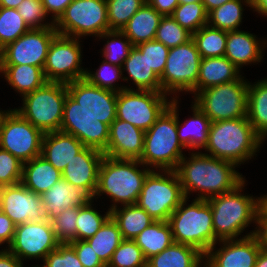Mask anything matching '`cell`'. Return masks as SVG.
<instances>
[{
    "label": "cell",
    "mask_w": 267,
    "mask_h": 267,
    "mask_svg": "<svg viewBox=\"0 0 267 267\" xmlns=\"http://www.w3.org/2000/svg\"><path fill=\"white\" fill-rule=\"evenodd\" d=\"M201 58L223 57L225 55L227 31L206 24L192 34Z\"/></svg>",
    "instance_id": "74e56055"
},
{
    "label": "cell",
    "mask_w": 267,
    "mask_h": 267,
    "mask_svg": "<svg viewBox=\"0 0 267 267\" xmlns=\"http://www.w3.org/2000/svg\"><path fill=\"white\" fill-rule=\"evenodd\" d=\"M98 38L108 39L101 53L104 60L113 65L122 67L124 61L128 58L131 49L134 47L130 39L119 30L106 31Z\"/></svg>",
    "instance_id": "f35d334b"
},
{
    "label": "cell",
    "mask_w": 267,
    "mask_h": 267,
    "mask_svg": "<svg viewBox=\"0 0 267 267\" xmlns=\"http://www.w3.org/2000/svg\"><path fill=\"white\" fill-rule=\"evenodd\" d=\"M92 203L93 200L88 202L85 206L80 207L78 210L76 220L77 240H87L93 237L110 217L109 209L105 212L106 215H101L95 210Z\"/></svg>",
    "instance_id": "7bdbcfd3"
},
{
    "label": "cell",
    "mask_w": 267,
    "mask_h": 267,
    "mask_svg": "<svg viewBox=\"0 0 267 267\" xmlns=\"http://www.w3.org/2000/svg\"><path fill=\"white\" fill-rule=\"evenodd\" d=\"M240 70L225 56L202 58L197 80V94L206 88L237 80Z\"/></svg>",
    "instance_id": "4316f807"
},
{
    "label": "cell",
    "mask_w": 267,
    "mask_h": 267,
    "mask_svg": "<svg viewBox=\"0 0 267 267\" xmlns=\"http://www.w3.org/2000/svg\"><path fill=\"white\" fill-rule=\"evenodd\" d=\"M256 35L241 30L227 31L225 57L239 70L243 65L259 63L263 59V51L267 40H257ZM264 44V45H263Z\"/></svg>",
    "instance_id": "cb8c5ba5"
},
{
    "label": "cell",
    "mask_w": 267,
    "mask_h": 267,
    "mask_svg": "<svg viewBox=\"0 0 267 267\" xmlns=\"http://www.w3.org/2000/svg\"><path fill=\"white\" fill-rule=\"evenodd\" d=\"M247 119L255 132L265 141L267 138V78L248 84Z\"/></svg>",
    "instance_id": "d6a6232c"
},
{
    "label": "cell",
    "mask_w": 267,
    "mask_h": 267,
    "mask_svg": "<svg viewBox=\"0 0 267 267\" xmlns=\"http://www.w3.org/2000/svg\"><path fill=\"white\" fill-rule=\"evenodd\" d=\"M167 94L148 90H122L117 93L116 118L147 131L170 106Z\"/></svg>",
    "instance_id": "7c38bea8"
},
{
    "label": "cell",
    "mask_w": 267,
    "mask_h": 267,
    "mask_svg": "<svg viewBox=\"0 0 267 267\" xmlns=\"http://www.w3.org/2000/svg\"><path fill=\"white\" fill-rule=\"evenodd\" d=\"M201 55L191 38L184 44L169 49L163 74L160 76L162 93L179 98L176 93L190 92L197 95V80Z\"/></svg>",
    "instance_id": "30bf717a"
},
{
    "label": "cell",
    "mask_w": 267,
    "mask_h": 267,
    "mask_svg": "<svg viewBox=\"0 0 267 267\" xmlns=\"http://www.w3.org/2000/svg\"><path fill=\"white\" fill-rule=\"evenodd\" d=\"M61 178L62 172L41 155L23 163L21 183L38 195L44 194Z\"/></svg>",
    "instance_id": "484cf974"
},
{
    "label": "cell",
    "mask_w": 267,
    "mask_h": 267,
    "mask_svg": "<svg viewBox=\"0 0 267 267\" xmlns=\"http://www.w3.org/2000/svg\"><path fill=\"white\" fill-rule=\"evenodd\" d=\"M243 5L252 8V0H231L224 3L208 13L207 24L225 31L239 30L245 10Z\"/></svg>",
    "instance_id": "8d00e7d4"
},
{
    "label": "cell",
    "mask_w": 267,
    "mask_h": 267,
    "mask_svg": "<svg viewBox=\"0 0 267 267\" xmlns=\"http://www.w3.org/2000/svg\"><path fill=\"white\" fill-rule=\"evenodd\" d=\"M18 13L29 28L55 27L54 22H44L47 18L42 0H23L17 7Z\"/></svg>",
    "instance_id": "c3c4849f"
},
{
    "label": "cell",
    "mask_w": 267,
    "mask_h": 267,
    "mask_svg": "<svg viewBox=\"0 0 267 267\" xmlns=\"http://www.w3.org/2000/svg\"><path fill=\"white\" fill-rule=\"evenodd\" d=\"M192 34L176 22L172 16H163L156 31L155 40L167 48H173L186 43Z\"/></svg>",
    "instance_id": "bcb514c9"
},
{
    "label": "cell",
    "mask_w": 267,
    "mask_h": 267,
    "mask_svg": "<svg viewBox=\"0 0 267 267\" xmlns=\"http://www.w3.org/2000/svg\"><path fill=\"white\" fill-rule=\"evenodd\" d=\"M163 16L147 2L130 18L121 30L136 46L155 39L156 31Z\"/></svg>",
    "instance_id": "83f0119b"
},
{
    "label": "cell",
    "mask_w": 267,
    "mask_h": 267,
    "mask_svg": "<svg viewBox=\"0 0 267 267\" xmlns=\"http://www.w3.org/2000/svg\"><path fill=\"white\" fill-rule=\"evenodd\" d=\"M178 101L172 98L170 106L145 131L144 150L139 161L148 168L175 171L185 156L182 150L186 148L177 135Z\"/></svg>",
    "instance_id": "3957f363"
},
{
    "label": "cell",
    "mask_w": 267,
    "mask_h": 267,
    "mask_svg": "<svg viewBox=\"0 0 267 267\" xmlns=\"http://www.w3.org/2000/svg\"><path fill=\"white\" fill-rule=\"evenodd\" d=\"M41 196L44 214L49 221L66 209L75 206L83 207L93 200L84 189L67 182L63 178Z\"/></svg>",
    "instance_id": "603a6c76"
},
{
    "label": "cell",
    "mask_w": 267,
    "mask_h": 267,
    "mask_svg": "<svg viewBox=\"0 0 267 267\" xmlns=\"http://www.w3.org/2000/svg\"><path fill=\"white\" fill-rule=\"evenodd\" d=\"M194 2H202V0H178L179 4H188V3H194Z\"/></svg>",
    "instance_id": "03108f58"
},
{
    "label": "cell",
    "mask_w": 267,
    "mask_h": 267,
    "mask_svg": "<svg viewBox=\"0 0 267 267\" xmlns=\"http://www.w3.org/2000/svg\"><path fill=\"white\" fill-rule=\"evenodd\" d=\"M58 34L55 27L30 28L0 50V65H32L44 68L48 49Z\"/></svg>",
    "instance_id": "9a60e30c"
},
{
    "label": "cell",
    "mask_w": 267,
    "mask_h": 267,
    "mask_svg": "<svg viewBox=\"0 0 267 267\" xmlns=\"http://www.w3.org/2000/svg\"><path fill=\"white\" fill-rule=\"evenodd\" d=\"M252 10L267 17V0H252Z\"/></svg>",
    "instance_id": "91938a15"
},
{
    "label": "cell",
    "mask_w": 267,
    "mask_h": 267,
    "mask_svg": "<svg viewBox=\"0 0 267 267\" xmlns=\"http://www.w3.org/2000/svg\"><path fill=\"white\" fill-rule=\"evenodd\" d=\"M60 243L56 239L51 221L26 222L15 227L11 244L6 249L22 263L27 259H42ZM27 258V259H26Z\"/></svg>",
    "instance_id": "e0dca14e"
},
{
    "label": "cell",
    "mask_w": 267,
    "mask_h": 267,
    "mask_svg": "<svg viewBox=\"0 0 267 267\" xmlns=\"http://www.w3.org/2000/svg\"><path fill=\"white\" fill-rule=\"evenodd\" d=\"M122 70L123 72L126 70L130 77H123V81L131 79L136 85V90L162 92L160 77L149 67L145 56L136 46L131 49L128 58L123 63Z\"/></svg>",
    "instance_id": "f1b7e54d"
},
{
    "label": "cell",
    "mask_w": 267,
    "mask_h": 267,
    "mask_svg": "<svg viewBox=\"0 0 267 267\" xmlns=\"http://www.w3.org/2000/svg\"><path fill=\"white\" fill-rule=\"evenodd\" d=\"M155 171L147 174L136 204L155 221H168L185 195L176 171Z\"/></svg>",
    "instance_id": "ba28073f"
},
{
    "label": "cell",
    "mask_w": 267,
    "mask_h": 267,
    "mask_svg": "<svg viewBox=\"0 0 267 267\" xmlns=\"http://www.w3.org/2000/svg\"><path fill=\"white\" fill-rule=\"evenodd\" d=\"M185 198L168 219L174 243L192 246L203 255L217 244L214 235L212 210L207 200L194 199L187 204Z\"/></svg>",
    "instance_id": "8992f818"
},
{
    "label": "cell",
    "mask_w": 267,
    "mask_h": 267,
    "mask_svg": "<svg viewBox=\"0 0 267 267\" xmlns=\"http://www.w3.org/2000/svg\"><path fill=\"white\" fill-rule=\"evenodd\" d=\"M0 267H24L23 263L6 248L0 250Z\"/></svg>",
    "instance_id": "680465c9"
},
{
    "label": "cell",
    "mask_w": 267,
    "mask_h": 267,
    "mask_svg": "<svg viewBox=\"0 0 267 267\" xmlns=\"http://www.w3.org/2000/svg\"><path fill=\"white\" fill-rule=\"evenodd\" d=\"M256 230H253V236L261 250L267 252V214L258 209L255 219Z\"/></svg>",
    "instance_id": "db71d44e"
},
{
    "label": "cell",
    "mask_w": 267,
    "mask_h": 267,
    "mask_svg": "<svg viewBox=\"0 0 267 267\" xmlns=\"http://www.w3.org/2000/svg\"><path fill=\"white\" fill-rule=\"evenodd\" d=\"M248 84L241 74L237 80L200 91L194 103L211 122L246 117Z\"/></svg>",
    "instance_id": "9c48e42d"
},
{
    "label": "cell",
    "mask_w": 267,
    "mask_h": 267,
    "mask_svg": "<svg viewBox=\"0 0 267 267\" xmlns=\"http://www.w3.org/2000/svg\"><path fill=\"white\" fill-rule=\"evenodd\" d=\"M137 159H117L104 155L99 168L95 200L106 194L112 198L109 210L123 205L136 204L147 174L152 170ZM138 166V167H137Z\"/></svg>",
    "instance_id": "277c9868"
},
{
    "label": "cell",
    "mask_w": 267,
    "mask_h": 267,
    "mask_svg": "<svg viewBox=\"0 0 267 267\" xmlns=\"http://www.w3.org/2000/svg\"><path fill=\"white\" fill-rule=\"evenodd\" d=\"M136 47L141 51V54L145 56L149 67L160 77L166 65L169 48L155 39L140 43L136 45Z\"/></svg>",
    "instance_id": "f907efd6"
},
{
    "label": "cell",
    "mask_w": 267,
    "mask_h": 267,
    "mask_svg": "<svg viewBox=\"0 0 267 267\" xmlns=\"http://www.w3.org/2000/svg\"><path fill=\"white\" fill-rule=\"evenodd\" d=\"M144 136V130L116 118L110 124L108 145L103 153L117 159L139 160L144 150Z\"/></svg>",
    "instance_id": "7402d4cb"
},
{
    "label": "cell",
    "mask_w": 267,
    "mask_h": 267,
    "mask_svg": "<svg viewBox=\"0 0 267 267\" xmlns=\"http://www.w3.org/2000/svg\"><path fill=\"white\" fill-rule=\"evenodd\" d=\"M86 146L76 137L63 131L44 133L41 156L62 172L68 163Z\"/></svg>",
    "instance_id": "d4e9b609"
},
{
    "label": "cell",
    "mask_w": 267,
    "mask_h": 267,
    "mask_svg": "<svg viewBox=\"0 0 267 267\" xmlns=\"http://www.w3.org/2000/svg\"><path fill=\"white\" fill-rule=\"evenodd\" d=\"M0 73L22 97L47 82L43 68L32 65H0Z\"/></svg>",
    "instance_id": "1f68e13d"
},
{
    "label": "cell",
    "mask_w": 267,
    "mask_h": 267,
    "mask_svg": "<svg viewBox=\"0 0 267 267\" xmlns=\"http://www.w3.org/2000/svg\"><path fill=\"white\" fill-rule=\"evenodd\" d=\"M103 157L102 151L85 147L64 168L62 178L77 187H81L94 199Z\"/></svg>",
    "instance_id": "44dd1931"
},
{
    "label": "cell",
    "mask_w": 267,
    "mask_h": 267,
    "mask_svg": "<svg viewBox=\"0 0 267 267\" xmlns=\"http://www.w3.org/2000/svg\"><path fill=\"white\" fill-rule=\"evenodd\" d=\"M122 75L123 70L121 66L113 65L103 59L96 72L86 69L84 78L92 85L118 93L122 90L128 89V86H115L116 81L119 79L124 80Z\"/></svg>",
    "instance_id": "ee69618b"
},
{
    "label": "cell",
    "mask_w": 267,
    "mask_h": 267,
    "mask_svg": "<svg viewBox=\"0 0 267 267\" xmlns=\"http://www.w3.org/2000/svg\"><path fill=\"white\" fill-rule=\"evenodd\" d=\"M23 162L0 148V187L21 183Z\"/></svg>",
    "instance_id": "681fc988"
},
{
    "label": "cell",
    "mask_w": 267,
    "mask_h": 267,
    "mask_svg": "<svg viewBox=\"0 0 267 267\" xmlns=\"http://www.w3.org/2000/svg\"><path fill=\"white\" fill-rule=\"evenodd\" d=\"M263 142L247 117H243L211 122L203 149L207 151L204 154L239 166L254 158Z\"/></svg>",
    "instance_id": "7a4b0ae2"
},
{
    "label": "cell",
    "mask_w": 267,
    "mask_h": 267,
    "mask_svg": "<svg viewBox=\"0 0 267 267\" xmlns=\"http://www.w3.org/2000/svg\"><path fill=\"white\" fill-rule=\"evenodd\" d=\"M146 259L161 253L174 243L170 224L167 221H153L134 239Z\"/></svg>",
    "instance_id": "e575fe53"
},
{
    "label": "cell",
    "mask_w": 267,
    "mask_h": 267,
    "mask_svg": "<svg viewBox=\"0 0 267 267\" xmlns=\"http://www.w3.org/2000/svg\"><path fill=\"white\" fill-rule=\"evenodd\" d=\"M29 29L17 9L0 7V50Z\"/></svg>",
    "instance_id": "ab89813d"
},
{
    "label": "cell",
    "mask_w": 267,
    "mask_h": 267,
    "mask_svg": "<svg viewBox=\"0 0 267 267\" xmlns=\"http://www.w3.org/2000/svg\"><path fill=\"white\" fill-rule=\"evenodd\" d=\"M162 16H171L179 5L178 0H146Z\"/></svg>",
    "instance_id": "6f0895ef"
},
{
    "label": "cell",
    "mask_w": 267,
    "mask_h": 267,
    "mask_svg": "<svg viewBox=\"0 0 267 267\" xmlns=\"http://www.w3.org/2000/svg\"><path fill=\"white\" fill-rule=\"evenodd\" d=\"M69 244L74 248L83 267H106L86 240H77Z\"/></svg>",
    "instance_id": "f5cc1de1"
},
{
    "label": "cell",
    "mask_w": 267,
    "mask_h": 267,
    "mask_svg": "<svg viewBox=\"0 0 267 267\" xmlns=\"http://www.w3.org/2000/svg\"><path fill=\"white\" fill-rule=\"evenodd\" d=\"M68 95L97 120L110 124L116 119L117 93L89 83L85 78L67 83Z\"/></svg>",
    "instance_id": "d6986e66"
},
{
    "label": "cell",
    "mask_w": 267,
    "mask_h": 267,
    "mask_svg": "<svg viewBox=\"0 0 267 267\" xmlns=\"http://www.w3.org/2000/svg\"><path fill=\"white\" fill-rule=\"evenodd\" d=\"M258 198H259V209L263 213L267 214V194L260 196Z\"/></svg>",
    "instance_id": "e7e4bbea"
},
{
    "label": "cell",
    "mask_w": 267,
    "mask_h": 267,
    "mask_svg": "<svg viewBox=\"0 0 267 267\" xmlns=\"http://www.w3.org/2000/svg\"><path fill=\"white\" fill-rule=\"evenodd\" d=\"M80 41L60 34L53 38L43 68L47 81L69 83L85 77Z\"/></svg>",
    "instance_id": "5bb4252c"
},
{
    "label": "cell",
    "mask_w": 267,
    "mask_h": 267,
    "mask_svg": "<svg viewBox=\"0 0 267 267\" xmlns=\"http://www.w3.org/2000/svg\"><path fill=\"white\" fill-rule=\"evenodd\" d=\"M0 199L5 213L17 226L26 222L46 220L42 196L28 190L22 183L0 187Z\"/></svg>",
    "instance_id": "ffe728a7"
},
{
    "label": "cell",
    "mask_w": 267,
    "mask_h": 267,
    "mask_svg": "<svg viewBox=\"0 0 267 267\" xmlns=\"http://www.w3.org/2000/svg\"><path fill=\"white\" fill-rule=\"evenodd\" d=\"M244 180L233 191L207 199L212 210L215 237L220 240L238 239L250 224L255 223L259 198L242 194Z\"/></svg>",
    "instance_id": "5b68a950"
},
{
    "label": "cell",
    "mask_w": 267,
    "mask_h": 267,
    "mask_svg": "<svg viewBox=\"0 0 267 267\" xmlns=\"http://www.w3.org/2000/svg\"><path fill=\"white\" fill-rule=\"evenodd\" d=\"M3 213V206H2V202H1V199H0V215Z\"/></svg>",
    "instance_id": "003e7915"
},
{
    "label": "cell",
    "mask_w": 267,
    "mask_h": 267,
    "mask_svg": "<svg viewBox=\"0 0 267 267\" xmlns=\"http://www.w3.org/2000/svg\"><path fill=\"white\" fill-rule=\"evenodd\" d=\"M109 128L108 124L97 120L67 95L60 131L73 135L86 147L103 152L108 145Z\"/></svg>",
    "instance_id": "2e32d148"
},
{
    "label": "cell",
    "mask_w": 267,
    "mask_h": 267,
    "mask_svg": "<svg viewBox=\"0 0 267 267\" xmlns=\"http://www.w3.org/2000/svg\"><path fill=\"white\" fill-rule=\"evenodd\" d=\"M79 206L66 209L51 220L56 239L60 244L77 241V214Z\"/></svg>",
    "instance_id": "7dc6e473"
},
{
    "label": "cell",
    "mask_w": 267,
    "mask_h": 267,
    "mask_svg": "<svg viewBox=\"0 0 267 267\" xmlns=\"http://www.w3.org/2000/svg\"><path fill=\"white\" fill-rule=\"evenodd\" d=\"M193 116L180 124L177 113V135L181 144L190 150L204 148L208 141L210 119L192 102Z\"/></svg>",
    "instance_id": "f546056e"
},
{
    "label": "cell",
    "mask_w": 267,
    "mask_h": 267,
    "mask_svg": "<svg viewBox=\"0 0 267 267\" xmlns=\"http://www.w3.org/2000/svg\"><path fill=\"white\" fill-rule=\"evenodd\" d=\"M110 216L117 223L124 240H134L145 228L155 221L137 204L123 205L110 210Z\"/></svg>",
    "instance_id": "836d02e7"
},
{
    "label": "cell",
    "mask_w": 267,
    "mask_h": 267,
    "mask_svg": "<svg viewBox=\"0 0 267 267\" xmlns=\"http://www.w3.org/2000/svg\"><path fill=\"white\" fill-rule=\"evenodd\" d=\"M147 259L134 240H123L106 267H146Z\"/></svg>",
    "instance_id": "f6af8a7d"
},
{
    "label": "cell",
    "mask_w": 267,
    "mask_h": 267,
    "mask_svg": "<svg viewBox=\"0 0 267 267\" xmlns=\"http://www.w3.org/2000/svg\"><path fill=\"white\" fill-rule=\"evenodd\" d=\"M109 30L121 31L146 0H106Z\"/></svg>",
    "instance_id": "b9f144b4"
},
{
    "label": "cell",
    "mask_w": 267,
    "mask_h": 267,
    "mask_svg": "<svg viewBox=\"0 0 267 267\" xmlns=\"http://www.w3.org/2000/svg\"><path fill=\"white\" fill-rule=\"evenodd\" d=\"M172 18L191 34L207 24L208 13L202 2L179 4Z\"/></svg>",
    "instance_id": "60d3db41"
},
{
    "label": "cell",
    "mask_w": 267,
    "mask_h": 267,
    "mask_svg": "<svg viewBox=\"0 0 267 267\" xmlns=\"http://www.w3.org/2000/svg\"><path fill=\"white\" fill-rule=\"evenodd\" d=\"M72 1L73 0H42V4L46 14H52V18L50 19L55 23Z\"/></svg>",
    "instance_id": "11a10c76"
},
{
    "label": "cell",
    "mask_w": 267,
    "mask_h": 267,
    "mask_svg": "<svg viewBox=\"0 0 267 267\" xmlns=\"http://www.w3.org/2000/svg\"><path fill=\"white\" fill-rule=\"evenodd\" d=\"M123 240L117 223L110 216L95 235L86 241L91 245L100 260L107 266L114 251Z\"/></svg>",
    "instance_id": "d590c367"
},
{
    "label": "cell",
    "mask_w": 267,
    "mask_h": 267,
    "mask_svg": "<svg viewBox=\"0 0 267 267\" xmlns=\"http://www.w3.org/2000/svg\"><path fill=\"white\" fill-rule=\"evenodd\" d=\"M67 95V83L47 81L23 96V106L15 110L43 133L59 131Z\"/></svg>",
    "instance_id": "52a82bcc"
},
{
    "label": "cell",
    "mask_w": 267,
    "mask_h": 267,
    "mask_svg": "<svg viewBox=\"0 0 267 267\" xmlns=\"http://www.w3.org/2000/svg\"><path fill=\"white\" fill-rule=\"evenodd\" d=\"M187 158L184 156L175 170L185 198L198 191L195 199L207 200L233 191L245 180L229 161L202 152H192Z\"/></svg>",
    "instance_id": "6da1fadb"
},
{
    "label": "cell",
    "mask_w": 267,
    "mask_h": 267,
    "mask_svg": "<svg viewBox=\"0 0 267 267\" xmlns=\"http://www.w3.org/2000/svg\"><path fill=\"white\" fill-rule=\"evenodd\" d=\"M253 232L239 239L220 240L222 247L216 249L215 244L204 255L203 267H255L261 248Z\"/></svg>",
    "instance_id": "ac0fdd59"
},
{
    "label": "cell",
    "mask_w": 267,
    "mask_h": 267,
    "mask_svg": "<svg viewBox=\"0 0 267 267\" xmlns=\"http://www.w3.org/2000/svg\"><path fill=\"white\" fill-rule=\"evenodd\" d=\"M204 255L196 248L173 243L161 253L147 259L146 267H202Z\"/></svg>",
    "instance_id": "4dcf8cb0"
},
{
    "label": "cell",
    "mask_w": 267,
    "mask_h": 267,
    "mask_svg": "<svg viewBox=\"0 0 267 267\" xmlns=\"http://www.w3.org/2000/svg\"><path fill=\"white\" fill-rule=\"evenodd\" d=\"M42 267H83L74 248L69 244H59L43 260Z\"/></svg>",
    "instance_id": "816d5d0a"
},
{
    "label": "cell",
    "mask_w": 267,
    "mask_h": 267,
    "mask_svg": "<svg viewBox=\"0 0 267 267\" xmlns=\"http://www.w3.org/2000/svg\"><path fill=\"white\" fill-rule=\"evenodd\" d=\"M23 0H0V7L17 9Z\"/></svg>",
    "instance_id": "be15d7a7"
},
{
    "label": "cell",
    "mask_w": 267,
    "mask_h": 267,
    "mask_svg": "<svg viewBox=\"0 0 267 267\" xmlns=\"http://www.w3.org/2000/svg\"><path fill=\"white\" fill-rule=\"evenodd\" d=\"M231 1V0H202V3L207 11L209 13L211 10L220 7L224 3Z\"/></svg>",
    "instance_id": "94428289"
},
{
    "label": "cell",
    "mask_w": 267,
    "mask_h": 267,
    "mask_svg": "<svg viewBox=\"0 0 267 267\" xmlns=\"http://www.w3.org/2000/svg\"><path fill=\"white\" fill-rule=\"evenodd\" d=\"M255 267H267V252L260 250L257 259H256V263H255Z\"/></svg>",
    "instance_id": "6125c7cd"
},
{
    "label": "cell",
    "mask_w": 267,
    "mask_h": 267,
    "mask_svg": "<svg viewBox=\"0 0 267 267\" xmlns=\"http://www.w3.org/2000/svg\"><path fill=\"white\" fill-rule=\"evenodd\" d=\"M54 26L68 37H99L109 31L106 0H73Z\"/></svg>",
    "instance_id": "8fae6325"
},
{
    "label": "cell",
    "mask_w": 267,
    "mask_h": 267,
    "mask_svg": "<svg viewBox=\"0 0 267 267\" xmlns=\"http://www.w3.org/2000/svg\"><path fill=\"white\" fill-rule=\"evenodd\" d=\"M43 135L15 109L0 113V148L23 163L41 155Z\"/></svg>",
    "instance_id": "4fadbf2b"
},
{
    "label": "cell",
    "mask_w": 267,
    "mask_h": 267,
    "mask_svg": "<svg viewBox=\"0 0 267 267\" xmlns=\"http://www.w3.org/2000/svg\"><path fill=\"white\" fill-rule=\"evenodd\" d=\"M16 225L13 221L5 214L0 215V246L2 244H8L9 246L13 240L15 234Z\"/></svg>",
    "instance_id": "9f6ffc18"
}]
</instances>
